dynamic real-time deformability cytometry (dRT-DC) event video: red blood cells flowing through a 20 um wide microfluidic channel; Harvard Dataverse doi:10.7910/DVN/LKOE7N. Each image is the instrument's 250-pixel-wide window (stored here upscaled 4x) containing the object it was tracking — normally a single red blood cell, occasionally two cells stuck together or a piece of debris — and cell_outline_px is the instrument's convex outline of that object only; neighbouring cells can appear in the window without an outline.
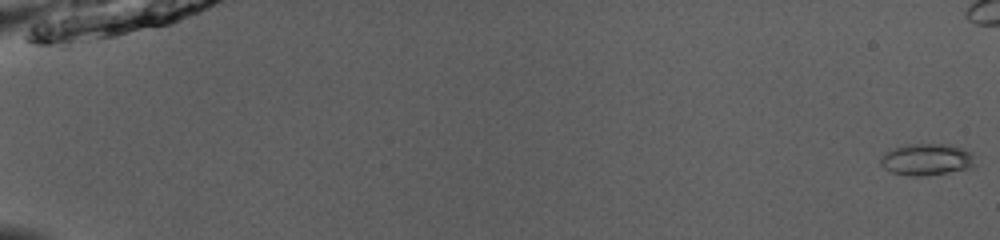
{"species": "common noctule bat (a hibernating species)", "species_latin": "Nyctalus noctula", "temperature_condition": "room temperature", "stored_images_in_passage": 49, "camera_frame_rate_fps": 3000, "um_per_image_px": 0.085, "animal": {"sex": "male", "body_mass_g": 13.0, "forearm_length_mm": 53.1}, "frame": {"image": 1, "passage_image": 1, "time_ms": 0.0, "image_size_px": [1000, 240], "cell_outline_px": [[976, 164], [972, 168], [924, 176], [912, 176], [892, 172], [884, 168], [880, 164], [880, 156], [904, 144], [952, 144], [972, 152]], "centroid_in_image_um": [78.81, 13.55], "position_along_channel_um": 6.2, "area_um2": 17.57}}
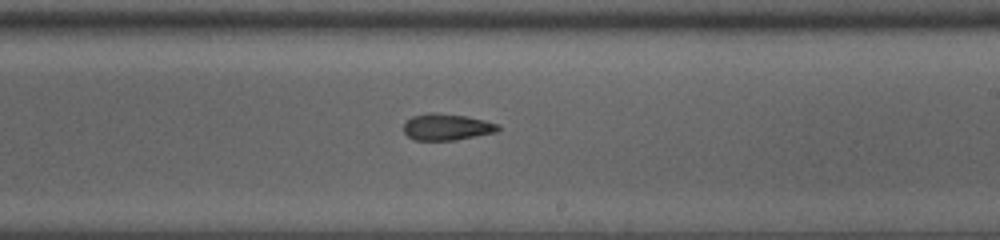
{"frame": {"image": 2, "passage_image": 34, "time_ms": 11.0, "image_size_px": [1000, 240], "cell_outline_px": [[500, 128], [496, 132], [452, 140], [416, 140], [408, 136], [404, 132], [404, 124], [412, 116], [428, 112], [436, 112], [464, 116], [484, 120], [500, 124]], "centroid_in_image_um": [37.97, 10.78], "position_along_channel_um": 251.0, "area_um2": 14.45}}
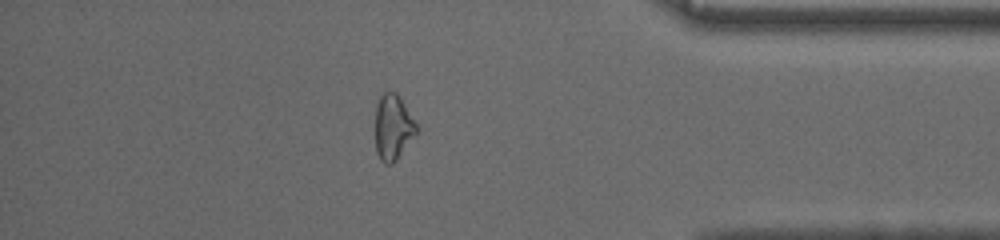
{"frame": {"image": 3, "passage_image": 47, "time_ms": 15.333, "image_size_px": [1000, 240], "cell_outline_px": [[416, 132], [396, 160], [392, 164], [384, 164], [380, 160], [376, 152], [376, 104], [380, 96], [384, 92], [396, 92], [400, 96], [416, 124]], "centroid_in_image_um": [33.37, 10.81], "position_along_channel_um": 401.8, "area_um2": 15.43}}